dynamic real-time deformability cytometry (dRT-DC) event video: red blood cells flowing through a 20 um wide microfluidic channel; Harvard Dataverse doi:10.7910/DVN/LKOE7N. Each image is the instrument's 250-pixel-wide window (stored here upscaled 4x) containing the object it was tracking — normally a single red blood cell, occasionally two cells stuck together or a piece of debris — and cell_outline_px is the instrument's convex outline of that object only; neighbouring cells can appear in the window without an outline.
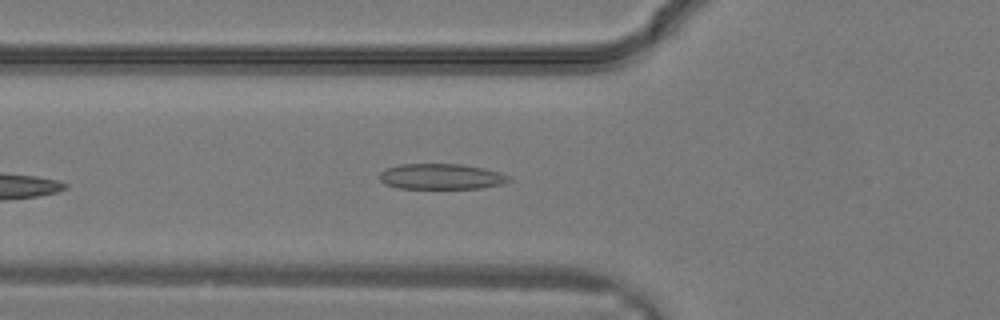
{"species": "common noctule bat (a hibernating species)", "species_latin": "Nyctalus noctula", "temperature_condition": "warm", "stored_images_in_passage": 10, "camera_frame_rate_fps": 3000, "um_per_image_px": 0.085, "animal": {"sex": "male", "body_mass_g": 19.2, "forearm_length_mm": 51.8}, "frame": {"image": 1, "passage_image": 2, "time_ms": 0.333, "image_size_px": [1000, 320], "cell_outline_px": [[512, 180], [500, 184], [480, 188], [400, 188], [384, 184], [380, 180], [380, 172], [388, 168], [400, 164], [460, 164], [484, 168], [500, 172], [508, 176]], "centroid_in_image_um": [37.5, 15.0], "position_along_channel_um": 88.3, "area_um2": 19.13}}
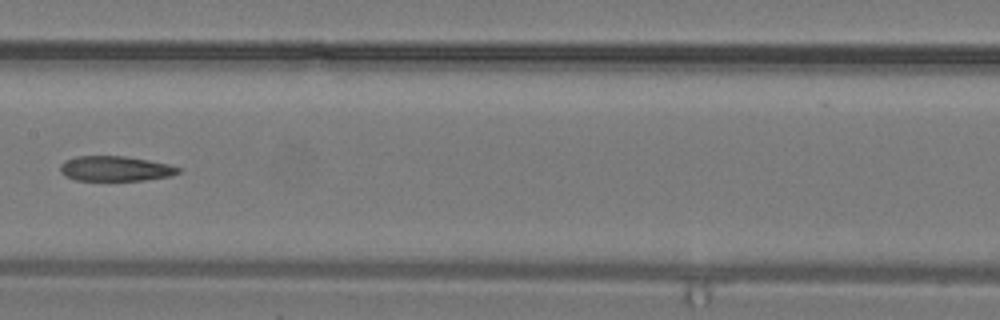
{"frame": {"image": 2, "passage_image": 7, "time_ms": 2.0, "image_size_px": [1000, 320], "cell_outline_px": [[180, 172], [168, 176], [144, 180], [76, 180], [64, 176], [60, 172], [60, 164], [64, 160], [76, 156], [124, 156], [148, 160], [168, 164], [180, 168]], "centroid_in_image_um": [9.74, 14.33], "position_along_channel_um": 197.7, "area_um2": 17.17}}
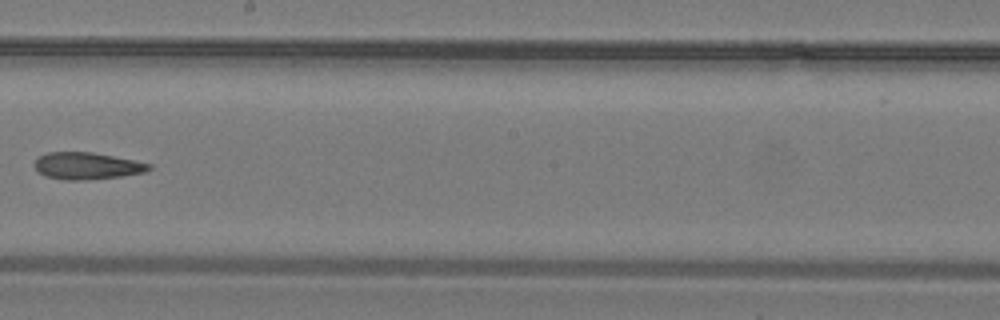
{"frame": {"image": 3, "passage_image": 9, "time_ms": 2.667, "image_size_px": [1000, 320], "cell_outline_px": [[152, 168], [144, 172], [120, 176], [88, 180], [64, 180], [44, 176], [36, 168], [36, 156], [48, 152], [92, 152], [152, 164]], "centroid_in_image_um": [7.37, 14.1], "position_along_channel_um": 240.8, "area_um2": 17.86}}